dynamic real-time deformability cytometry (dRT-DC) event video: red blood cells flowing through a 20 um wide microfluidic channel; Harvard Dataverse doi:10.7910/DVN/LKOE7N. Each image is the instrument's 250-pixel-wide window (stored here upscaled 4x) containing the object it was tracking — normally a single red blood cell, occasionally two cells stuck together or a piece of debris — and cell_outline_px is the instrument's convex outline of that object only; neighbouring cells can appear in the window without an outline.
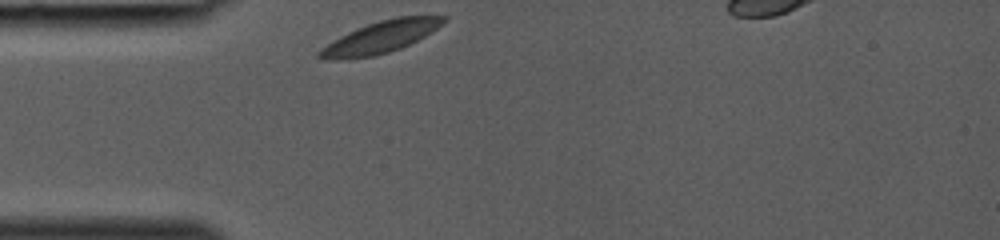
{"species": "common noctule bat (a hibernating species)", "species_latin": "Nyctalus noctula", "temperature_condition": "room temperature", "stored_images_in_passage": 8, "camera_frame_rate_fps": 3000, "um_per_image_px": 0.085, "animal": {"sex": "female", "body_mass_g": 19.0, "forearm_length_mm": 53.3}, "frame": {"image": 1, "passage_image": 1, "time_ms": 0.0, "image_size_px": [1000, 240], "cell_outline_px": [[448, 20], [432, 32], [400, 48], [376, 56], [344, 60], [328, 60], [316, 56], [316, 52], [320, 48], [340, 36], [356, 28], [380, 20], [396, 16], [448, 16]], "centroid_in_image_um": [32.31, 3.17], "position_along_channel_um": 52.7, "area_um2": 23.18}}
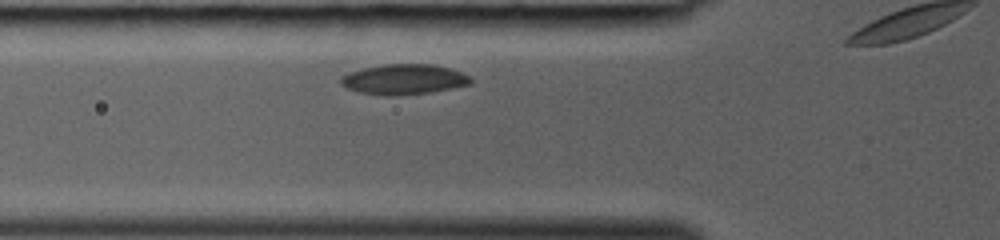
{"frame": {"image": 2, "passage_image": 4, "time_ms": 1.0, "image_size_px": [1000, 240], "cell_outline_px": [[472, 84], [452, 88], [428, 92], [388, 96], [384, 96], [360, 92], [348, 88], [340, 84], [340, 76], [348, 72], [364, 68], [388, 64], [432, 64], [448, 68], [472, 76]], "centroid_in_image_um": [34.32, 6.74], "position_along_channel_um": 91.5, "area_um2": 22.77}}
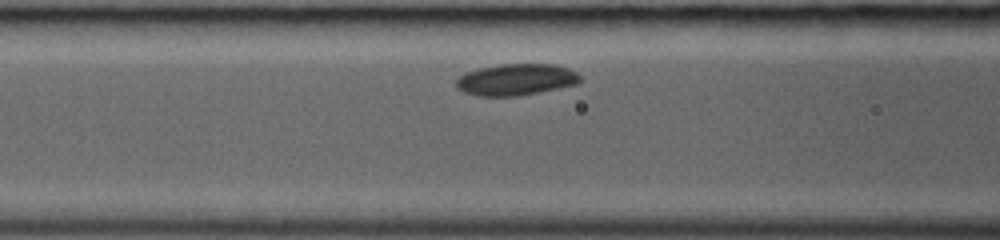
{"frame": {"image": 3, "passage_image": 6, "time_ms": 1.667, "image_size_px": [1000, 240], "cell_outline_px": [[580, 80], [576, 84], [560, 88], [520, 96], [476, 96], [464, 92], [456, 88], [456, 80], [460, 76], [468, 72], [480, 68], [500, 64], [556, 64], [568, 68], [576, 72], [580, 76]], "centroid_in_image_um": [43.87, 6.77], "position_along_channel_um": 122.7, "area_um2": 22.83}}